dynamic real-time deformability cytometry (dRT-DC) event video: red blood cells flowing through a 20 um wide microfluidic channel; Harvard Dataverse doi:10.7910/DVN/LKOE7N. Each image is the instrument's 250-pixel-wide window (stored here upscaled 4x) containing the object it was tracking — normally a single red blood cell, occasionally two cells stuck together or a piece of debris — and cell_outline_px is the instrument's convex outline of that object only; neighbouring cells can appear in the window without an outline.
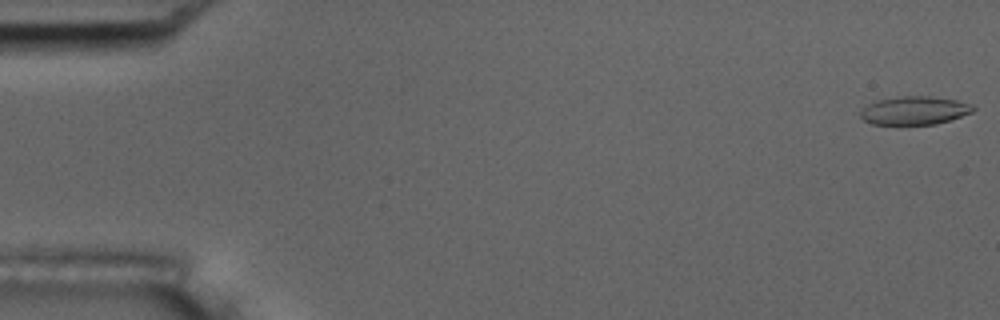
{"species": "common noctule bat (a hibernating species)", "species_latin": "Nyctalus noctula", "temperature_condition": "room temperature", "stored_images_in_passage": 56, "camera_frame_rate_fps": 3000, "um_per_image_px": 0.085, "animal": {"sex": "male", "body_mass_g": 17.5, "forearm_length_mm": 52.3}, "frame": {"image": 1, "passage_image": 1, "time_ms": 0.0, "image_size_px": [1000, 320], "cell_outline_px": [[976, 108], [972, 112], [936, 124], [872, 124], [864, 120], [860, 116], [860, 112], [868, 104], [876, 100], [900, 96], [928, 96], [956, 100], [972, 104]], "centroid_in_image_um": [77.72, 9.38], "position_along_channel_um": 7.3, "area_um2": 18.44}}
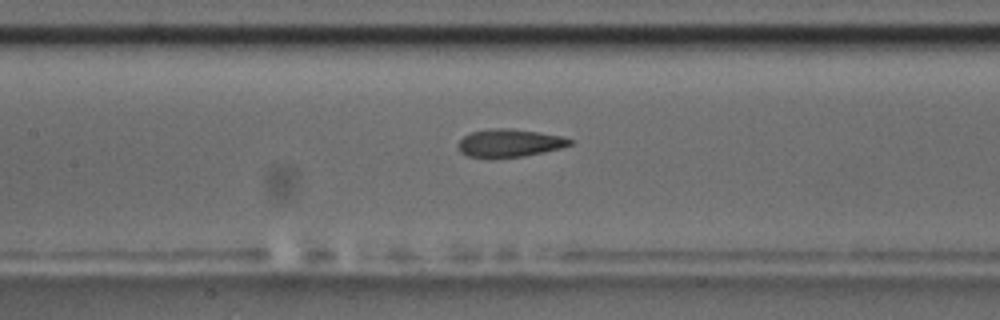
{"frame": {"image": 2, "passage_image": 26, "time_ms": 8.333, "image_size_px": [1000, 320], "cell_outline_px": [[572, 144], [560, 148], [544, 152], [524, 156], [492, 160], [468, 156], [460, 152], [456, 144], [464, 136], [472, 132], [488, 128], [512, 128], [540, 132], [560, 136], [572, 140]], "centroid_in_image_um": [43.24, 12.18], "position_along_channel_um": 164.2, "area_um2": 18.67}}
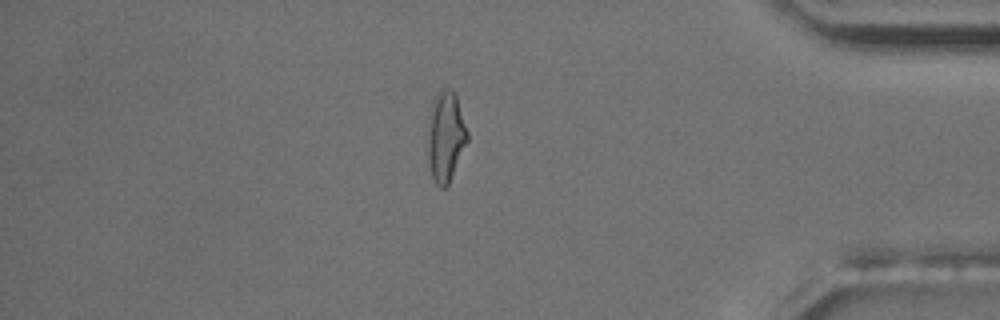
{"frame": {"image": 3, "passage_image": 48, "time_ms": 15.667, "image_size_px": [1000, 320], "cell_outline_px": [[468, 140], [448, 184], [444, 188], [440, 188], [436, 184], [432, 176], [428, 160], [428, 116], [432, 100], [436, 92], [440, 88], [444, 88], [456, 92], [468, 132]], "centroid_in_image_um": [37.87, 11.53], "position_along_channel_um": 397.3, "area_um2": 21.1}, "authors_computed_cell_mechanics": {"area_um2": 18.9006, "velocity_mm_per_s": 3.6185, "shape_relaxation_time_tau1_ms": 7.5365, "shape_relaxation_time_tau2_ms": 1.8566, "deformation_change_tau1": 0.1986, "deformation_change_tau2": 0.0907}}